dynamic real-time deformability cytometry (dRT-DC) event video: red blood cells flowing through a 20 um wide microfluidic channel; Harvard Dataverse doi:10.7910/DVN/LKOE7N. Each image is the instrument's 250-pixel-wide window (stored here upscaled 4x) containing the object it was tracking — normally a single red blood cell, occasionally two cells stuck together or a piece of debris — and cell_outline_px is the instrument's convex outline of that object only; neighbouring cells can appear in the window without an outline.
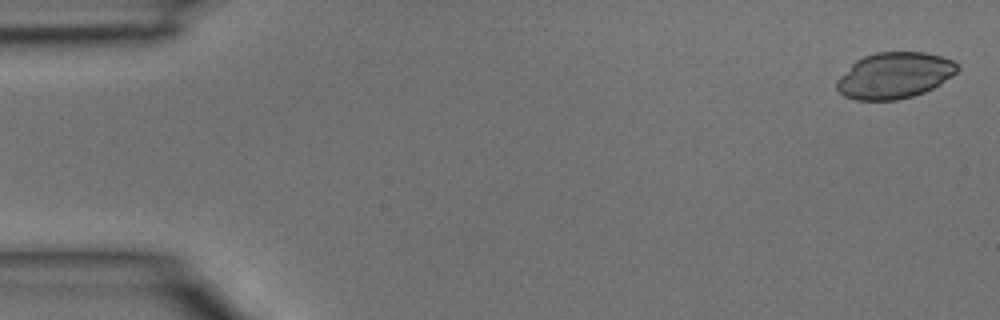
{"species": "common noctule bat (a hibernating species)", "species_latin": "Nyctalus noctula", "temperature_condition": "room temperature", "stored_images_in_passage": 3, "camera_frame_rate_fps": 3000, "um_per_image_px": 0.085, "animal": {"sex": "male", "body_mass_g": 15.6}, "frame": {"image": 1, "passage_image": 1, "time_ms": 0.0, "image_size_px": [1000, 320], "cell_outline_px": [[960, 68], [952, 76], [940, 84], [924, 92], [912, 96], [896, 100], [856, 100], [844, 96], [836, 88], [836, 80], [856, 60], [864, 56], [876, 52], [924, 52], [940, 56], [952, 60], [960, 64]], "centroid_in_image_um": [76.04, 6.41], "position_along_channel_um": 9.0, "area_um2": 32.43}}